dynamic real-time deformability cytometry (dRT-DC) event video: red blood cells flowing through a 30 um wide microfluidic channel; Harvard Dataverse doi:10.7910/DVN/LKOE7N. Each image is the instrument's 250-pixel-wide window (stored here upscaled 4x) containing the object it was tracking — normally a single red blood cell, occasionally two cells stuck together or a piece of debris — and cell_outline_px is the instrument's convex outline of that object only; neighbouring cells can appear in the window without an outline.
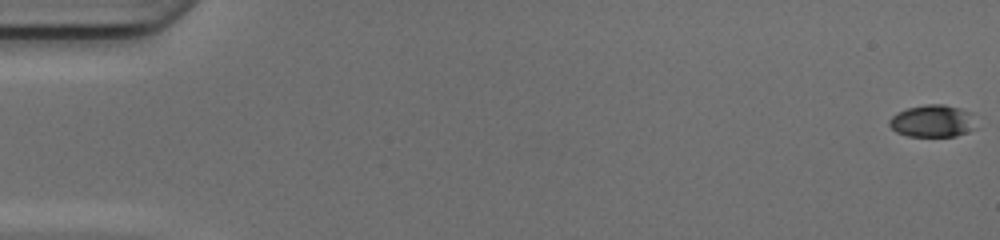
{"species": "common noctule bat (a hibernating species)", "species_latin": "Nyctalus noctula", "temperature_condition": "cold", "stored_images_in_passage": 51, "camera_frame_rate_fps": 3000, "um_per_image_px": 0.085, "animal": {"sex": "female", "body_mass_g": 17.0, "forearm_length_mm": 48.0}, "frame": {"image": 1, "passage_image": 1, "time_ms": 0.0, "image_size_px": [1000, 240], "cell_outline_px": [[976, 128], [968, 132], [956, 136], [908, 136], [896, 132], [888, 124], [888, 120], [896, 112], [908, 108], [924, 104], [944, 104], [960, 108], [972, 112]], "centroid_in_image_um": [79.27, 10.28], "position_along_channel_um": 5.7, "area_um2": 16.53}}
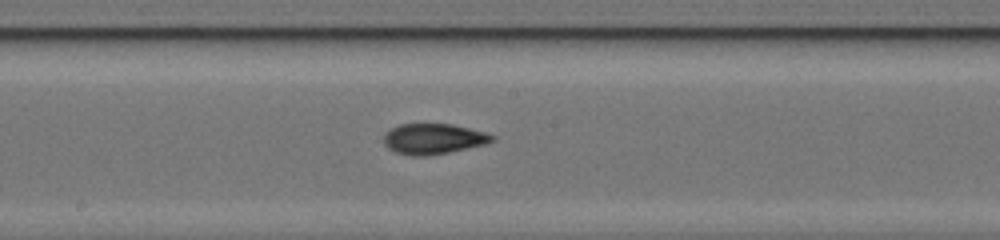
{"frame": {"image": 2, "passage_image": 28, "time_ms": 9.0, "image_size_px": [1000, 240], "cell_outline_px": [[496, 140], [484, 144], [448, 152], [424, 156], [412, 156], [396, 152], [388, 148], [384, 144], [384, 136], [392, 128], [400, 124], [452, 124], [484, 132], [496, 136]], "centroid_in_image_um": [36.84, 11.8], "position_along_channel_um": 211.4, "area_um2": 19.02}}
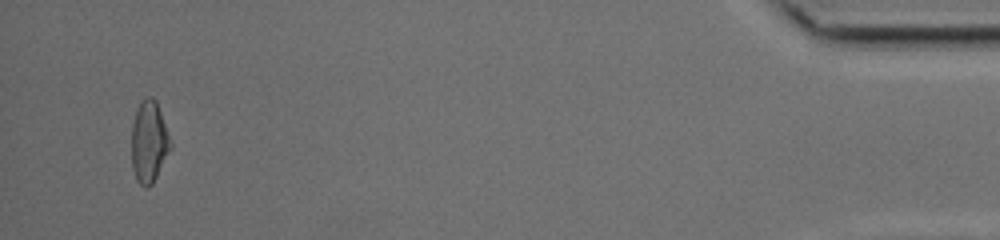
{"frame": {"image": 3, "passage_image": 49, "time_ms": 16.0, "image_size_px": [1000, 240], "cell_outline_px": [[172, 148], [152, 184], [148, 188], [144, 188], [136, 180], [132, 168], [132, 124], [136, 112], [140, 104], [148, 96], [152, 96], [156, 100], [172, 144]], "centroid_in_image_um": [12.67, 12.1], "position_along_channel_um": 422.5, "area_um2": 18.44}, "authors_computed_cell_mechanics": {"area_um2": 18.3804, "velocity_mm_per_s": 4.1986, "shape_relaxation_time_tau1_ms": null, "shape_relaxation_time_tau2_ms": 2.1679, "deformation_change_tau1": null, "deformation_change_tau2": 0.0951}}